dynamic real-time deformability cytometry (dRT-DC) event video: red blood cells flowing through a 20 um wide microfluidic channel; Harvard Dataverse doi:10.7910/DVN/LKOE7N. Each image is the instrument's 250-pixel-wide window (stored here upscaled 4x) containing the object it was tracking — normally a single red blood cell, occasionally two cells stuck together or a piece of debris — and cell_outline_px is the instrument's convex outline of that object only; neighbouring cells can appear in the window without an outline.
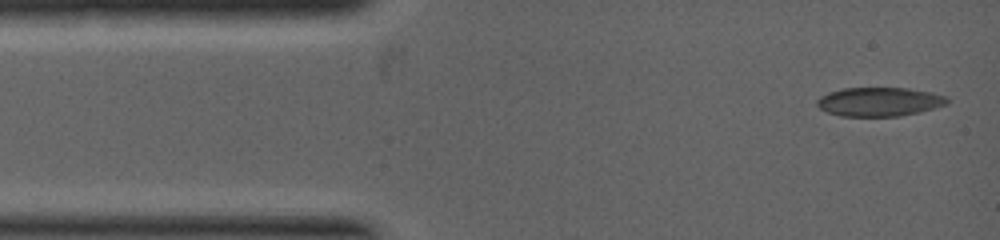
{"species": "common noctule bat (a hibernating species)", "species_latin": "Nyctalus noctula", "temperature_condition": "warm", "stored_images_in_passage": 47, "camera_frame_rate_fps": 5000, "um_per_image_px": 0.085, "animal": {"sex": "female", "body_mass_g": 19.0, "forearm_length_mm": 53.3}, "frame": {"image": 1, "passage_image": 1, "time_ms": 0.0, "image_size_px": [1000, 240], "cell_outline_px": [[948, 104], [920, 112], [900, 116], [840, 116], [828, 112], [820, 108], [816, 104], [816, 100], [820, 96], [828, 92], [844, 88], [908, 88], [932, 92], [948, 96]], "centroid_in_image_um": [74.76, 8.64], "position_along_channel_um": 10.2, "area_um2": 22.08}}
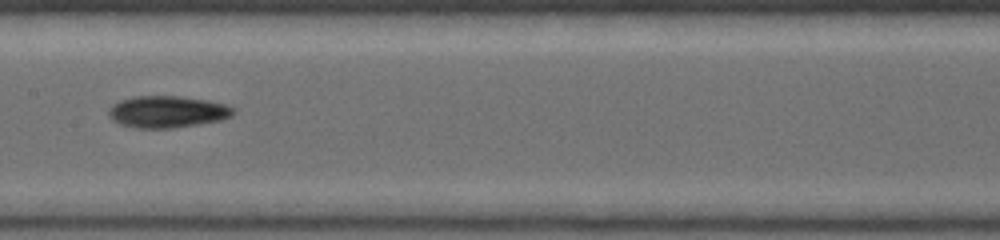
{"frame": {"image": 2, "passage_image": 21, "time_ms": 3.4, "image_size_px": [1000, 240], "cell_outline_px": [[236, 112], [232, 116], [220, 120], [172, 128], [136, 128], [120, 124], [112, 120], [108, 116], [108, 108], [112, 104], [120, 100], [136, 96], [180, 96], [208, 100], [224, 104], [236, 108]], "centroid_in_image_um": [14.21, 9.49], "position_along_channel_um": 193.2, "area_um2": 23.24}}
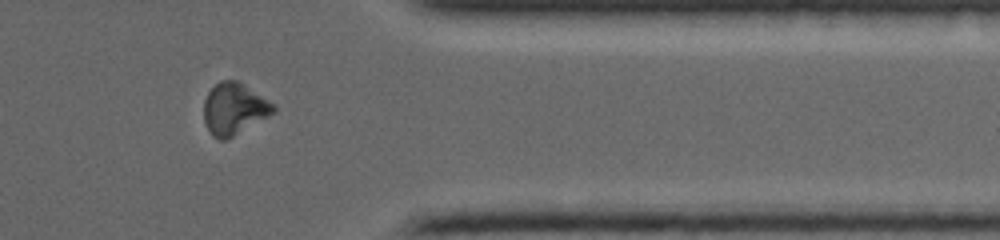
{"frame": {"image": 3, "passage_image": 39, "time_ms": 6.2, "image_size_px": [1000, 240], "cell_outline_px": [[276, 112], [232, 136], [224, 140], [220, 140], [212, 136], [204, 124], [204, 100], [208, 92], [220, 80], [236, 80], [244, 84], [276, 104]], "centroid_in_image_um": [19.9, 9.24], "position_along_channel_um": 391.5, "area_um2": 20.98}}